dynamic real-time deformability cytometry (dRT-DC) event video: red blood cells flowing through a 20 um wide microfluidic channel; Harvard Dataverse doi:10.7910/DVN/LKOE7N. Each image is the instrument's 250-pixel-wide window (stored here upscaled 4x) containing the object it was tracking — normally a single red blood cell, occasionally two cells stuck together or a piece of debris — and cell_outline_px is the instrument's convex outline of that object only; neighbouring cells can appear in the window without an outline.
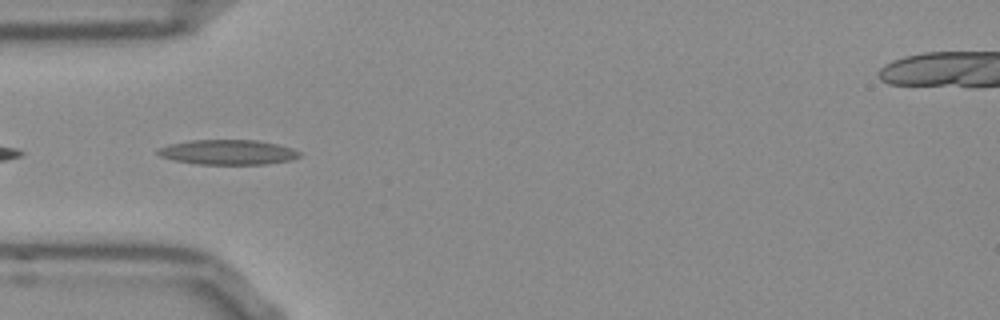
{"species": "Egyptian fruit bat (a non-hibernating species)", "species_latin": "Rousettus aegyptiacus", "temperature_condition": "room temperature", "stored_images_in_passage": 10, "camera_frame_rate_fps": 3000, "um_per_image_px": 0.085, "frame": {"image": 1, "passage_image": 2, "time_ms": 0.333, "image_size_px": [1000, 320], "cell_outline_px": [[300, 156], [292, 160], [264, 164], [196, 164], [172, 160], [160, 156], [156, 152], [160, 148], [168, 144], [192, 140], [256, 140], [276, 144], [292, 148], [300, 152]], "centroid_in_image_um": [19.35, 12.94], "position_along_channel_um": 65.6, "area_um2": 20.52}}
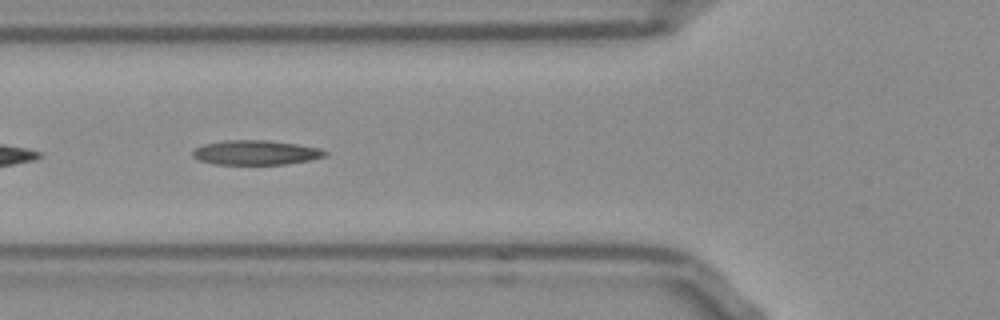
{"frame": {"image": 2, "passage_image": 5, "time_ms": 1.333, "image_size_px": [1000, 320], "cell_outline_px": [[328, 156], [308, 160], [284, 164], [216, 164], [200, 160], [192, 156], [192, 152], [196, 148], [204, 144], [224, 140], [268, 140], [296, 144], [320, 148], [328, 152]], "centroid_in_image_um": [21.76, 12.96], "position_along_channel_um": 104.0, "area_um2": 18.84}}